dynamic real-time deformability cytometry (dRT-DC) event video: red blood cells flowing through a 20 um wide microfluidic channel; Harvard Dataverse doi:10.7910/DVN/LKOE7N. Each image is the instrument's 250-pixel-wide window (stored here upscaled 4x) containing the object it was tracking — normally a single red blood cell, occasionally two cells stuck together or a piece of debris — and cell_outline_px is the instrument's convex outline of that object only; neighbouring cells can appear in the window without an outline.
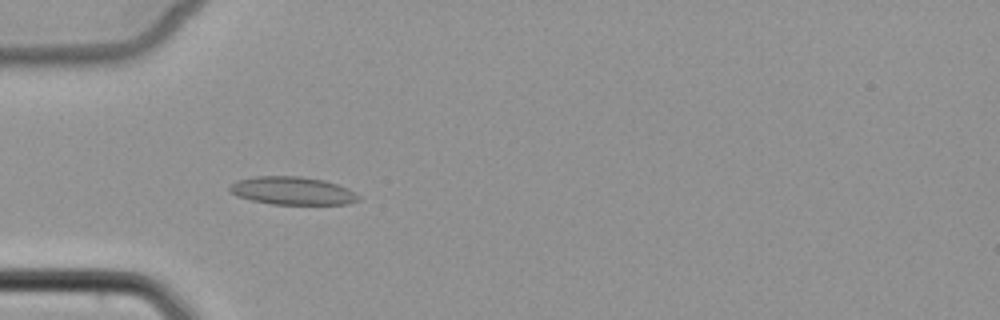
{"species": "common noctule bat (a hibernating species)", "species_latin": "Nyctalus noctula", "temperature_condition": "cold", "stored_images_in_passage": 4, "camera_frame_rate_fps": 3000, "um_per_image_px": 0.085, "animal": {"sex": "female", "body_mass_g": 22.7, "forearm_length_mm": 54.2}, "frame": {"image": 1, "passage_image": 2, "time_ms": 1.333, "image_size_px": [1000, 320], "cell_outline_px": [[360, 200], [348, 204], [272, 204], [252, 200], [236, 196], [228, 188], [232, 184], [240, 180], [256, 176], [300, 176], [324, 180], [348, 188], [360, 196]], "centroid_in_image_um": [24.89, 16.22], "position_along_channel_um": 60.1, "area_um2": 20.87}}
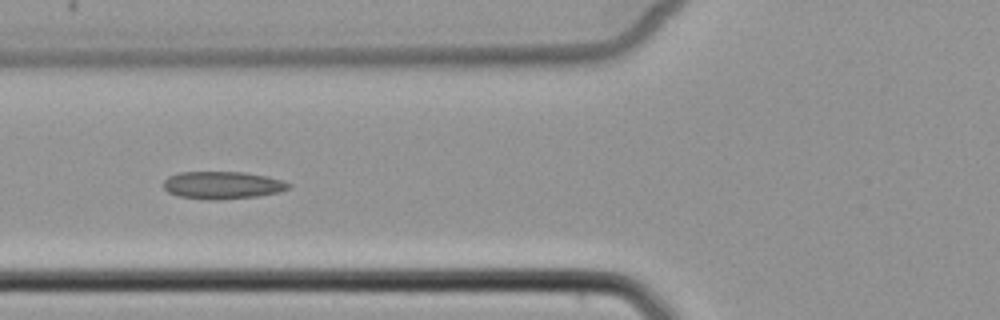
{"frame": {"image": 2, "passage_image": 3, "time_ms": 2.667, "image_size_px": [1000, 320], "cell_outline_px": [[292, 188], [280, 192], [256, 196], [216, 200], [208, 200], [180, 196], [168, 192], [164, 188], [164, 180], [168, 176], [180, 172], [244, 172], [268, 176], [284, 180], [292, 184]], "centroid_in_image_um": [18.96, 15.73], "position_along_channel_um": 106.8, "area_um2": 20.23}}
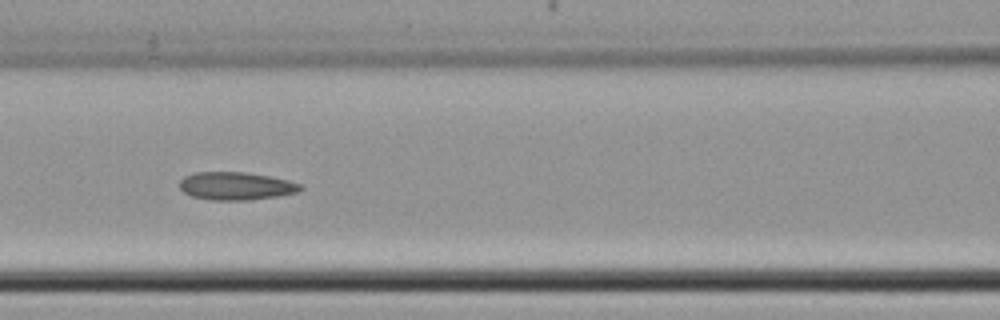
{"frame": {"image": 3, "passage_image": 4, "time_ms": 3.667, "image_size_px": [1000, 320], "cell_outline_px": [[304, 188], [296, 192], [280, 196], [248, 200], [208, 200], [192, 196], [184, 192], [180, 188], [180, 180], [184, 176], [196, 172], [244, 172], [268, 176], [288, 180], [300, 184]], "centroid_in_image_um": [20.05, 15.81], "position_along_channel_um": 146.6, "area_um2": 19.65}}